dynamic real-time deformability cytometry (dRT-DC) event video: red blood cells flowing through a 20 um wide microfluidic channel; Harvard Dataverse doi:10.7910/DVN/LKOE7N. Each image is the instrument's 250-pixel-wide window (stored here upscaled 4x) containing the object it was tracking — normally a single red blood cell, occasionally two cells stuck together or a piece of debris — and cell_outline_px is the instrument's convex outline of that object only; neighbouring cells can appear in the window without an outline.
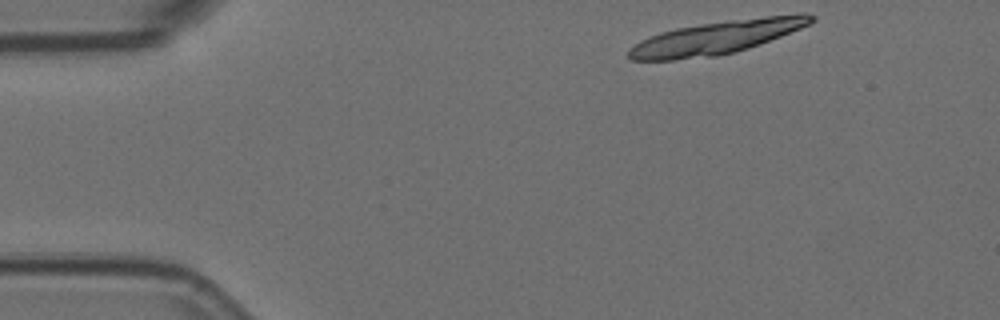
{"species": "Egyptian fruit bat (a non-hibernating species)", "species_latin": "Rousettus aegyptiacus", "temperature_condition": "room temperature", "stored_images_in_passage": 12, "camera_frame_rate_fps": 3000, "um_per_image_px": 0.085, "animal": {"sex": "female"}, "frame": {"image": 1, "passage_image": 1, "time_ms": 0.0, "image_size_px": [1000, 320], "cell_outline_px": [[816, 20], [800, 28], [780, 36], [748, 48], [736, 52], [716, 56], [672, 60], [632, 60], [628, 56], [628, 48], [640, 40], [648, 36], [660, 32], [676, 28], [700, 24], [728, 20], [800, 12], [808, 12], [816, 16]], "centroid_in_image_um": [60.92, 3.17], "position_along_channel_um": 24.1, "area_um2": 35.49}}